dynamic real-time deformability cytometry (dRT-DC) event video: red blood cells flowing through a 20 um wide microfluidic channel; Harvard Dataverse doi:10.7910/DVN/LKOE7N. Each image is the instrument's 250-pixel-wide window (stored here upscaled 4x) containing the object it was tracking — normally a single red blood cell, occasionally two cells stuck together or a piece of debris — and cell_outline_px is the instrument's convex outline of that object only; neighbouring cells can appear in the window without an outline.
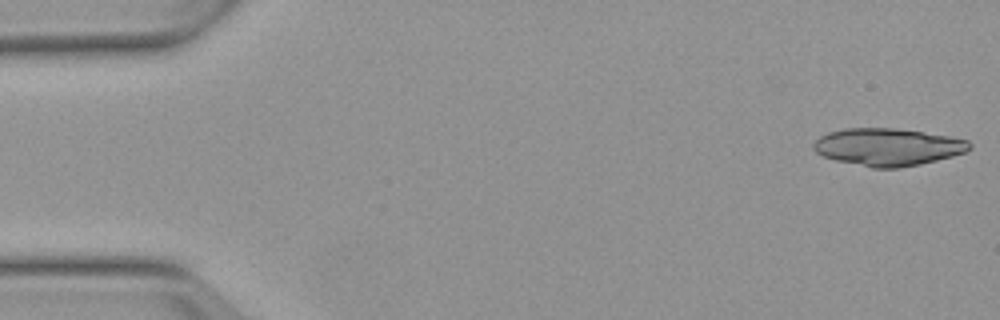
{"species": "Egyptian fruit bat (a non-hibernating species)", "species_latin": "Rousettus aegyptiacus", "temperature_condition": "warm", "stored_images_in_passage": 51, "segment_of_instrument_passage": [1, 2], "camera_frame_rate_fps": 3000, "um_per_image_px": 0.085, "animal": {"sex": "female"}, "frame": {"image": 1, "passage_image": 1, "time_ms": 0.0, "image_size_px": [1000, 320], "cell_outline_px": [[972, 148], [964, 152], [952, 156], [920, 164], [900, 168], [872, 168], [836, 160], [824, 156], [816, 152], [812, 148], [812, 144], [820, 136], [828, 132], [844, 128], [892, 128], [948, 136], [968, 140], [972, 144]], "centroid_in_image_um": [75.44, 12.49], "position_along_channel_um": 9.6, "area_um2": 33.87}}